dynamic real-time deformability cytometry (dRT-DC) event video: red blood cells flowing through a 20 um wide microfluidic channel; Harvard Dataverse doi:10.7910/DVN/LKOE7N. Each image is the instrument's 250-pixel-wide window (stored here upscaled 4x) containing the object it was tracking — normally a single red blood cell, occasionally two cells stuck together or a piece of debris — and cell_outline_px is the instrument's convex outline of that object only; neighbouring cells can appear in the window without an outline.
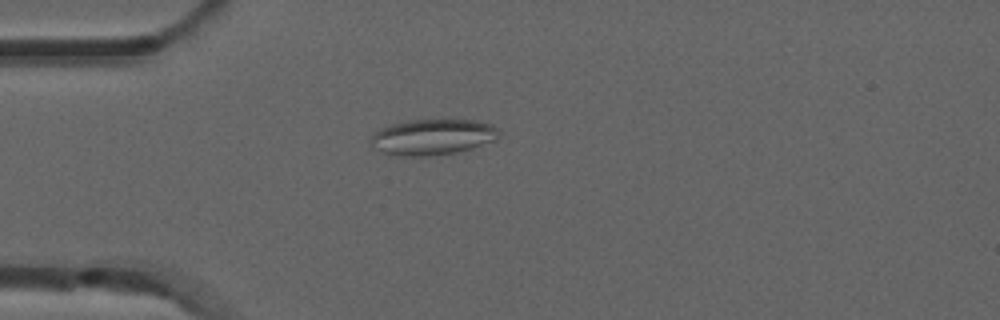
{"species": "common noctule bat (a hibernating species)", "species_latin": "Nyctalus noctula", "temperature_condition": "room temperature", "stored_images_in_passage": 4, "camera_frame_rate_fps": 3000, "um_per_image_px": 0.085, "animal": {"sex": "male", "forearm_length_mm": 52.5}, "frame": {"image": 1, "passage_image": 4, "time_ms": 1.0, "image_size_px": [1000, 320], "cell_outline_px": [[500, 132], [496, 140], [456, 152], [428, 156], [388, 156], [372, 148], [368, 140], [380, 128], [392, 124], [408, 120], [444, 116], [476, 120], [492, 124]], "centroid_in_image_um": [36.73, 11.6], "position_along_channel_um": 48.3, "area_um2": 27.98}}